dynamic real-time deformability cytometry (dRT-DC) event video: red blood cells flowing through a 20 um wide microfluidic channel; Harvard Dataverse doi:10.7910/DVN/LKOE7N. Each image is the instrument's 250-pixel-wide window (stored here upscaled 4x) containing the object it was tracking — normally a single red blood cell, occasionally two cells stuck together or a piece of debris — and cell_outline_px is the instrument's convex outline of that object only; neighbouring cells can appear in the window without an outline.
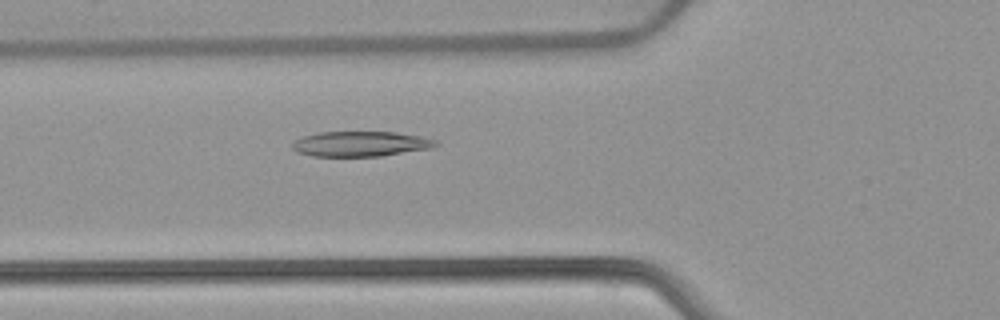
{"species": "common noctule bat (a hibernating species)", "species_latin": "Nyctalus noctula", "temperature_condition": "warm", "stored_images_in_passage": 49, "camera_frame_rate_fps": 3000, "um_per_image_px": 0.085, "animal": {"sex": "female", "body_mass_g": 22.7, "forearm_length_mm": 54.2}, "frame": {"image": 1, "passage_image": 16, "time_ms": 5.0, "image_size_px": [1000, 320], "cell_outline_px": [[440, 144], [432, 148], [380, 156], [312, 156], [296, 152], [292, 148], [292, 144], [296, 140], [304, 136], [320, 132], [396, 132], [420, 136], [436, 140]], "centroid_in_image_um": [30.67, 12.23], "position_along_channel_um": 95.1, "area_um2": 20.98}}
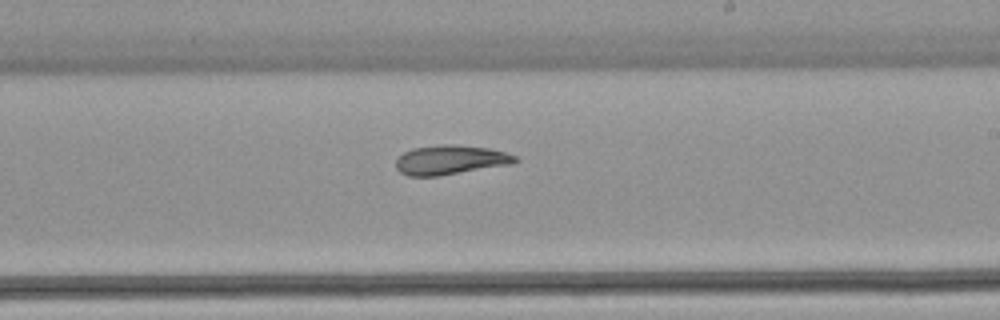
{"frame": {"image": 2, "passage_image": 28, "time_ms": 9.0, "image_size_px": [1000, 320], "cell_outline_px": [[520, 160], [512, 164], [436, 176], [408, 176], [400, 172], [396, 168], [396, 160], [404, 152], [412, 148], [440, 144], [452, 144], [488, 148], [504, 152], [516, 156]], "centroid_in_image_um": [38.27, 13.58], "position_along_channel_um": 250.7, "area_um2": 20.35}}
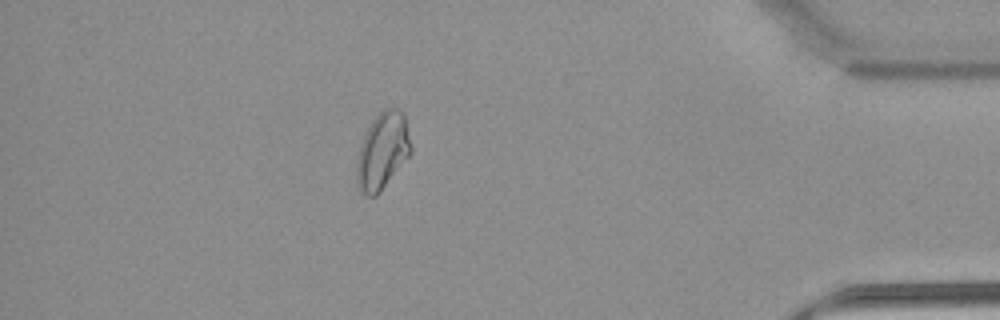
{"frame": {"image": 3, "passage_image": 43, "time_ms": 14.0, "image_size_px": [1000, 320], "cell_outline_px": [[412, 152], [380, 192], [376, 196], [368, 196], [360, 188], [356, 180], [356, 160], [360, 144], [372, 120], [384, 108], [392, 104], [404, 112], [412, 148]], "centroid_in_image_um": [32.53, 12.78], "position_along_channel_um": 402.7, "area_um2": 24.39}, "authors_computed_cell_mechanics": {"area_um2": 22.0218, "velocity_mm_per_s": 3.8787, "shape_relaxation_time_tau1_ms": null, "shape_relaxation_time_tau2_ms": 5.2387, "deformation_change_tau1": null, "deformation_change_tau2": 0.1214}}